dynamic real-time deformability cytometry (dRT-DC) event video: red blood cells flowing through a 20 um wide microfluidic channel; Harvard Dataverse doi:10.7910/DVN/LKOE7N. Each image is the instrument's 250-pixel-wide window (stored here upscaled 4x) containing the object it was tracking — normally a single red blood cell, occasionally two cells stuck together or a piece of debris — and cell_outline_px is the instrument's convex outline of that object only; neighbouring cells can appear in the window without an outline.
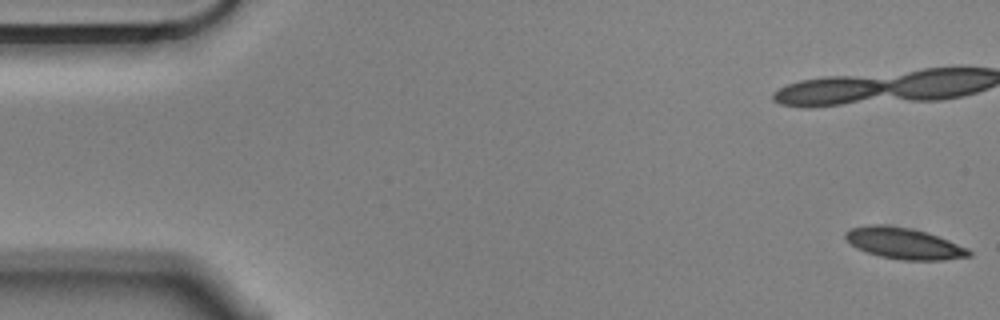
{"species": "Egyptian fruit bat (a non-hibernating species)", "species_latin": "Rousettus aegyptiacus", "temperature_condition": "cold", "stored_images_in_passage": 56, "camera_frame_rate_fps": 3000, "um_per_image_px": 0.085, "animal": {"sex": "male"}, "frame": {"image": 1, "passage_image": 1, "time_ms": 0.0, "image_size_px": [1000, 320], "cell_outline_px": [[972, 256], [944, 260], [900, 260], [880, 256], [856, 248], [844, 236], [844, 232], [848, 228], [868, 224], [884, 224], [912, 228], [928, 232], [968, 248], [972, 252]], "centroid_in_image_um": [76.83, 20.67], "position_along_channel_um": 8.2, "area_um2": 22.72}, "authors_computed_cell_mechanics": {"area_um2": 22.8599, "velocity_mm_per_s": 3.5363, "shape_relaxation_time_tau1_ms": 8.7338, "shape_relaxation_time_tau2_ms": 2.6848, "deformation_change_tau1": 0.1672, "deformation_change_tau2": 0.0736}}